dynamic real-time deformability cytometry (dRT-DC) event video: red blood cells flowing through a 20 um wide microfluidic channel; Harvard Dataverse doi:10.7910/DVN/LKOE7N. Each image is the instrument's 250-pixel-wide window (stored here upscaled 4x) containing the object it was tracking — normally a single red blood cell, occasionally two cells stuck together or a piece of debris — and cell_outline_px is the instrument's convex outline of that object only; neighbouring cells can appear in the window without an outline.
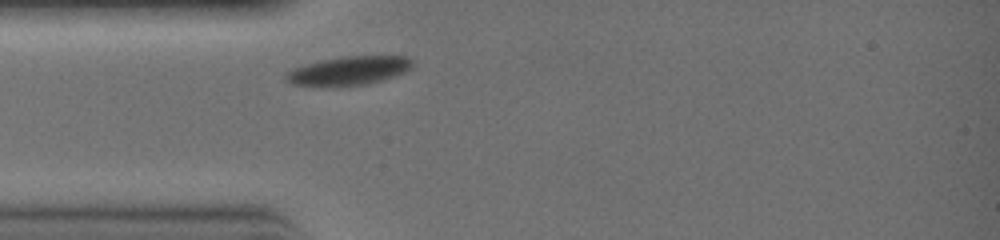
{"species": "common noctule bat (a hibernating species)", "species_latin": "Nyctalus noctula", "temperature_condition": "warm", "stored_images_in_passage": 20, "camera_frame_rate_fps": 3000, "um_per_image_px": 0.085, "animal": {"sex": "female", "body_mass_g": 19.0, "forearm_length_mm": 51.5}, "frame": {"image": 1, "passage_image": 1, "time_ms": 0.0, "image_size_px": [1000, 240], "cell_outline_px": [[412, 68], [404, 72], [368, 84], [340, 88], [316, 88], [292, 84], [284, 80], [284, 72], [292, 68], [324, 60], [344, 56], [408, 56], [412, 60]], "centroid_in_image_um": [29.55, 6.06], "position_along_channel_um": 55.5, "area_um2": 21.85}}
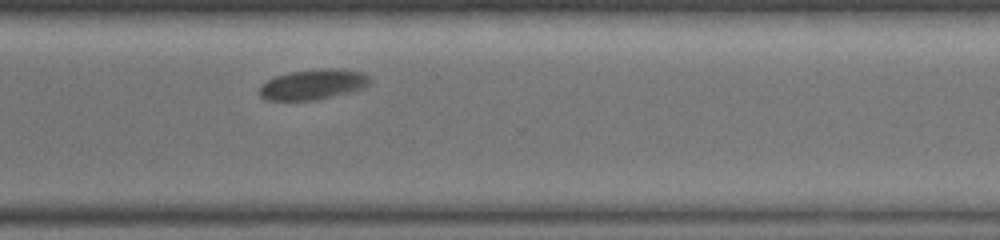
{"frame": {"image": 2, "passage_image": 16, "time_ms": 5.0, "image_size_px": [1000, 240], "cell_outline_px": [[372, 80], [364, 88], [320, 100], [264, 100], [256, 92], [260, 84], [276, 76], [288, 72], [316, 68], [344, 68], [364, 72]], "centroid_in_image_um": [26.6, 7.17], "position_along_channel_um": 344.0, "area_um2": 20.11}}
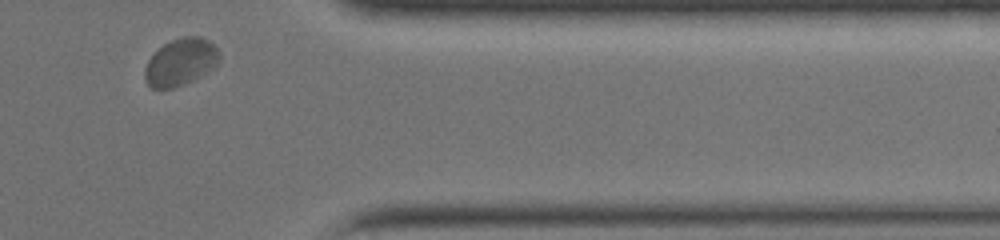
{"frame": {"image": 3, "passage_image": 19, "time_ms": 6.0, "image_size_px": [1000, 240], "cell_outline_px": [[220, 60], [208, 72], [192, 80], [172, 88], [152, 88], [144, 80], [144, 68], [148, 60], [164, 44], [180, 36], [200, 36], [208, 40], [220, 52]], "centroid_in_image_um": [15.35, 5.26], "position_along_channel_um": 396.0, "area_um2": 20.35}}